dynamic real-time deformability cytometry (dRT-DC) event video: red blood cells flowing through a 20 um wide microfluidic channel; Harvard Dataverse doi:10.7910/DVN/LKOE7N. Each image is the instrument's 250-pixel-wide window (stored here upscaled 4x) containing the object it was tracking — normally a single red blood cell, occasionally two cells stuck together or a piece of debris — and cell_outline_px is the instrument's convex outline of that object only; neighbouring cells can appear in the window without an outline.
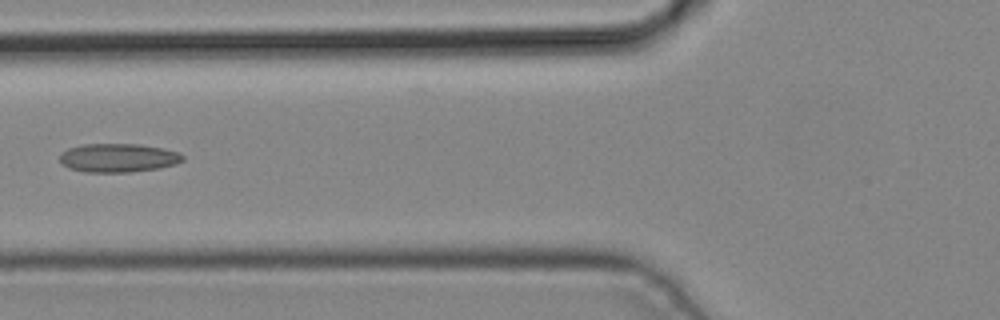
{"species": "common noctule bat (a hibernating species)", "species_latin": "Nyctalus noctula", "temperature_condition": "cold", "stored_images_in_passage": 5, "camera_frame_rate_fps": 3000, "um_per_image_px": 0.085, "animal": {"sex": "male", "body_mass_g": 19.2, "forearm_length_mm": 51.8}, "frame": {"image": 1, "passage_image": 5, "time_ms": 1.333, "image_size_px": [1000, 320], "cell_outline_px": [[184, 160], [176, 164], [160, 168], [128, 172], [84, 172], [68, 168], [60, 164], [60, 152], [68, 148], [84, 144], [140, 144], [164, 148], [180, 152], [184, 156]], "centroid_in_image_um": [10.04, 13.41], "position_along_channel_um": 115.8, "area_um2": 20.87}}